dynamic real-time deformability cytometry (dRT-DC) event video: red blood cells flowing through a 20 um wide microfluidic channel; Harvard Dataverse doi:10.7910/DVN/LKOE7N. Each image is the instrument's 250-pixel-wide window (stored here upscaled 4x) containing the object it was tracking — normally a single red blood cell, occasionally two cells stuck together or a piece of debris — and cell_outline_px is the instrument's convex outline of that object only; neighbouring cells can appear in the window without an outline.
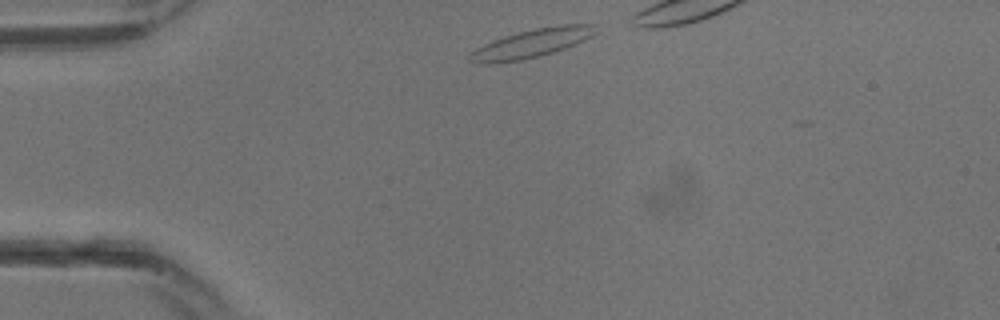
{"species": "common noctule bat (a hibernating species)", "species_latin": "Nyctalus noctula", "temperature_condition": "warm", "stored_images_in_passage": 8, "segment_of_instrument_passage": [1, 2], "camera_frame_rate_fps": 3000, "um_per_image_px": 0.085, "animal": {"sex": "male", "body_mass_g": 13.3}, "frame": {"image": 1, "passage_image": 1, "time_ms": 0.0, "image_size_px": [1000, 320], "cell_outline_px": [[600, 32], [576, 44], [540, 56], [520, 60], [496, 64], [476, 64], [468, 60], [468, 52], [492, 40], [504, 36], [536, 28], [560, 24], [600, 24]], "centroid_in_image_um": [45.21, 3.68], "position_along_channel_um": 39.8, "area_um2": 21.44}}
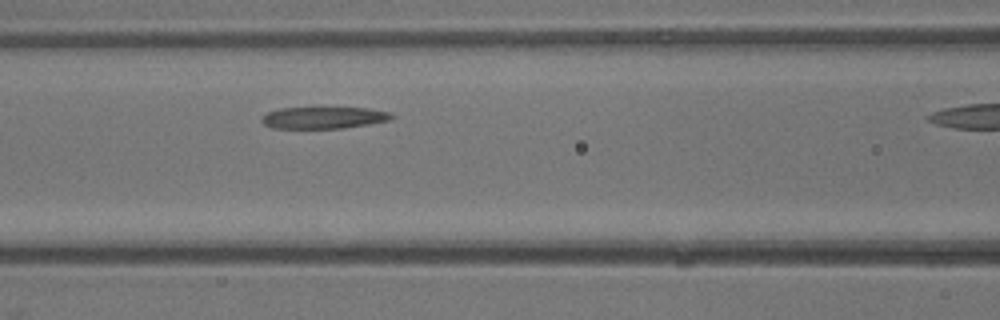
{"frame": {"image": 2, "passage_image": 7, "time_ms": 2.0, "image_size_px": [1000, 320], "cell_outline_px": [[396, 116], [388, 120], [368, 124], [344, 128], [272, 128], [264, 124], [260, 120], [268, 112], [280, 108], [324, 104], [368, 108], [392, 112]], "centroid_in_image_um": [27.54, 9.93], "position_along_channel_um": 139.1, "area_um2": 17.69}}